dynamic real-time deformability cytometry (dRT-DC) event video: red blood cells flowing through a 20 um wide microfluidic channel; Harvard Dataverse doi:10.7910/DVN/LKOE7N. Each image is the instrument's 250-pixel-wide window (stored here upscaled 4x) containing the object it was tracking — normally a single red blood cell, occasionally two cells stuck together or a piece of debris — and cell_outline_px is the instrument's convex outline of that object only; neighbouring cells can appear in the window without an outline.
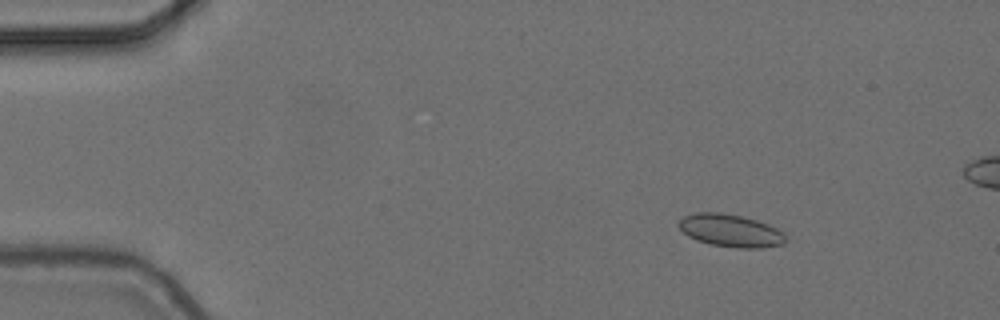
{"species": "common noctule bat (a hibernating species)", "species_latin": "Nyctalus noctula", "temperature_condition": "cold", "stored_images_in_passage": 6, "camera_frame_rate_fps": 3000, "um_per_image_px": 0.085, "animal": {"sex": "female", "body_mass_g": 24.6, "forearm_length_mm": 56.2}, "frame": {"image": 1, "passage_image": 3, "time_ms": 0.667, "image_size_px": [1000, 320], "cell_outline_px": [[784, 244], [764, 248], [736, 248], [712, 244], [696, 240], [688, 236], [676, 224], [684, 216], [692, 212], [720, 212], [740, 216], [756, 220], [768, 224], [784, 232]], "centroid_in_image_um": [62.08, 19.6], "position_along_channel_um": 22.9, "area_um2": 20.35}}